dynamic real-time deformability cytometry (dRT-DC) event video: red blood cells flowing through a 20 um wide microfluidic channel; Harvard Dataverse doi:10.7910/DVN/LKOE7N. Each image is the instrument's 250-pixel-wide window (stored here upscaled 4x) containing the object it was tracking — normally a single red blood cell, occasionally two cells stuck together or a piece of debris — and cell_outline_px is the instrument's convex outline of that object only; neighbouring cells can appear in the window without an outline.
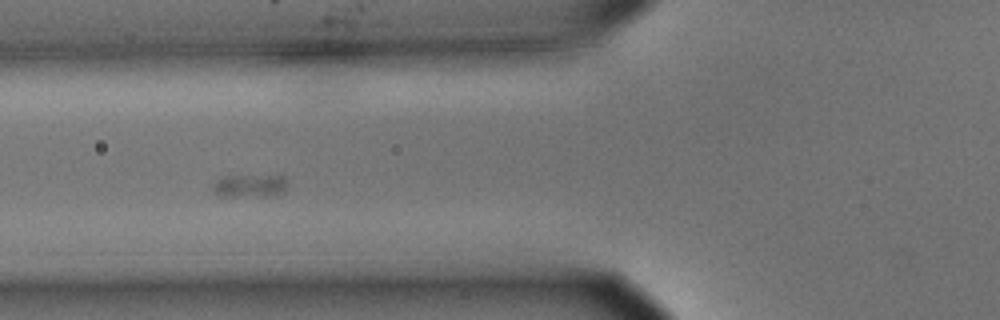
{"species": "common noctule bat (a hibernating species)", "species_latin": "Nyctalus noctula", "temperature_condition": "cold", "stored_images_in_passage": 51, "camera_frame_rate_fps": 3000, "um_per_image_px": 0.085, "animal": {"sex": "male", "body_mass_g": 15.6}, "frame": {"image": 1, "passage_image": 15, "time_ms": 4.667, "image_size_px": [1000, 320], "cell_outline_px": [[288, 184], [284, 192], [276, 196], [220, 196], [212, 192], [212, 184], [216, 180], [224, 176], [284, 176]], "centroid_in_image_um": [21.23, 15.81], "position_along_channel_um": 104.6, "area_um2": 10.12}}